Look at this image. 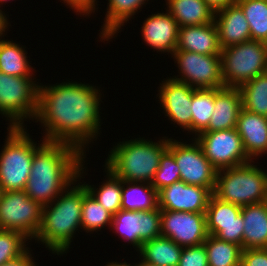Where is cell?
<instances>
[{"mask_svg": "<svg viewBox=\"0 0 267 266\" xmlns=\"http://www.w3.org/2000/svg\"><path fill=\"white\" fill-rule=\"evenodd\" d=\"M160 83L159 102L165 116L180 128L192 132V92L194 88L171 77Z\"/></svg>", "mask_w": 267, "mask_h": 266, "instance_id": "obj_16", "label": "cell"}, {"mask_svg": "<svg viewBox=\"0 0 267 266\" xmlns=\"http://www.w3.org/2000/svg\"><path fill=\"white\" fill-rule=\"evenodd\" d=\"M42 224V206L24 190L3 191L0 198V229L23 233L35 239Z\"/></svg>", "mask_w": 267, "mask_h": 266, "instance_id": "obj_9", "label": "cell"}, {"mask_svg": "<svg viewBox=\"0 0 267 266\" xmlns=\"http://www.w3.org/2000/svg\"><path fill=\"white\" fill-rule=\"evenodd\" d=\"M2 192L3 190H2V187L0 186V198H1Z\"/></svg>", "mask_w": 267, "mask_h": 266, "instance_id": "obj_47", "label": "cell"}, {"mask_svg": "<svg viewBox=\"0 0 267 266\" xmlns=\"http://www.w3.org/2000/svg\"><path fill=\"white\" fill-rule=\"evenodd\" d=\"M208 266H240L242 247L208 235L204 241Z\"/></svg>", "mask_w": 267, "mask_h": 266, "instance_id": "obj_28", "label": "cell"}, {"mask_svg": "<svg viewBox=\"0 0 267 266\" xmlns=\"http://www.w3.org/2000/svg\"><path fill=\"white\" fill-rule=\"evenodd\" d=\"M66 3L67 6L71 7V9H74L77 15L80 16H88L92 14V12H95V8L97 5L96 0H61ZM96 2V3H95ZM96 4V5H95ZM79 12V13H78Z\"/></svg>", "mask_w": 267, "mask_h": 266, "instance_id": "obj_40", "label": "cell"}, {"mask_svg": "<svg viewBox=\"0 0 267 266\" xmlns=\"http://www.w3.org/2000/svg\"><path fill=\"white\" fill-rule=\"evenodd\" d=\"M113 215L107 211L89 192L83 197L81 226L87 232L99 231L104 226L111 228Z\"/></svg>", "mask_w": 267, "mask_h": 266, "instance_id": "obj_33", "label": "cell"}, {"mask_svg": "<svg viewBox=\"0 0 267 266\" xmlns=\"http://www.w3.org/2000/svg\"><path fill=\"white\" fill-rule=\"evenodd\" d=\"M80 183L70 184L55 200L42 207V224L35 241L45 244L53 254H65L74 233L79 227L82 229V203L88 190Z\"/></svg>", "mask_w": 267, "mask_h": 266, "instance_id": "obj_3", "label": "cell"}, {"mask_svg": "<svg viewBox=\"0 0 267 266\" xmlns=\"http://www.w3.org/2000/svg\"><path fill=\"white\" fill-rule=\"evenodd\" d=\"M30 250H28L24 255L19 257L18 259H15L13 261L4 263L0 266H36V262H34L32 258V254L29 253Z\"/></svg>", "mask_w": 267, "mask_h": 266, "instance_id": "obj_41", "label": "cell"}, {"mask_svg": "<svg viewBox=\"0 0 267 266\" xmlns=\"http://www.w3.org/2000/svg\"><path fill=\"white\" fill-rule=\"evenodd\" d=\"M183 247L171 239L159 236L142 243L138 250L146 263L155 266H178Z\"/></svg>", "mask_w": 267, "mask_h": 266, "instance_id": "obj_24", "label": "cell"}, {"mask_svg": "<svg viewBox=\"0 0 267 266\" xmlns=\"http://www.w3.org/2000/svg\"><path fill=\"white\" fill-rule=\"evenodd\" d=\"M222 79L225 87L239 88L256 76L267 73V43L248 40L221 51Z\"/></svg>", "mask_w": 267, "mask_h": 266, "instance_id": "obj_7", "label": "cell"}, {"mask_svg": "<svg viewBox=\"0 0 267 266\" xmlns=\"http://www.w3.org/2000/svg\"><path fill=\"white\" fill-rule=\"evenodd\" d=\"M252 163L218 170L213 195L241 207L267 201V173Z\"/></svg>", "mask_w": 267, "mask_h": 266, "instance_id": "obj_5", "label": "cell"}, {"mask_svg": "<svg viewBox=\"0 0 267 266\" xmlns=\"http://www.w3.org/2000/svg\"><path fill=\"white\" fill-rule=\"evenodd\" d=\"M180 180V171L174 155L166 149L160 157L159 167L155 172L151 185L158 192L162 188Z\"/></svg>", "mask_w": 267, "mask_h": 266, "instance_id": "obj_36", "label": "cell"}, {"mask_svg": "<svg viewBox=\"0 0 267 266\" xmlns=\"http://www.w3.org/2000/svg\"><path fill=\"white\" fill-rule=\"evenodd\" d=\"M1 8V7H0ZM7 15L0 9V38L4 37L5 31L8 30L9 22L7 20ZM8 26V27H7ZM4 34V35H3ZM2 36V37H1Z\"/></svg>", "mask_w": 267, "mask_h": 266, "instance_id": "obj_43", "label": "cell"}, {"mask_svg": "<svg viewBox=\"0 0 267 266\" xmlns=\"http://www.w3.org/2000/svg\"><path fill=\"white\" fill-rule=\"evenodd\" d=\"M133 266H155V265H152V264H149V263H146L145 261H143L141 259V261L139 263H135V265L133 264Z\"/></svg>", "mask_w": 267, "mask_h": 266, "instance_id": "obj_45", "label": "cell"}, {"mask_svg": "<svg viewBox=\"0 0 267 266\" xmlns=\"http://www.w3.org/2000/svg\"><path fill=\"white\" fill-rule=\"evenodd\" d=\"M239 90L244 110L267 117V73L244 83Z\"/></svg>", "mask_w": 267, "mask_h": 266, "instance_id": "obj_29", "label": "cell"}, {"mask_svg": "<svg viewBox=\"0 0 267 266\" xmlns=\"http://www.w3.org/2000/svg\"><path fill=\"white\" fill-rule=\"evenodd\" d=\"M214 110V89H194L192 92V133L195 137L208 128Z\"/></svg>", "mask_w": 267, "mask_h": 266, "instance_id": "obj_31", "label": "cell"}, {"mask_svg": "<svg viewBox=\"0 0 267 266\" xmlns=\"http://www.w3.org/2000/svg\"><path fill=\"white\" fill-rule=\"evenodd\" d=\"M240 266H267V248L244 249Z\"/></svg>", "mask_w": 267, "mask_h": 266, "instance_id": "obj_39", "label": "cell"}, {"mask_svg": "<svg viewBox=\"0 0 267 266\" xmlns=\"http://www.w3.org/2000/svg\"><path fill=\"white\" fill-rule=\"evenodd\" d=\"M111 228L119 233L120 237L139 250L140 221L139 211L119 210L112 217Z\"/></svg>", "mask_w": 267, "mask_h": 266, "instance_id": "obj_34", "label": "cell"}, {"mask_svg": "<svg viewBox=\"0 0 267 266\" xmlns=\"http://www.w3.org/2000/svg\"><path fill=\"white\" fill-rule=\"evenodd\" d=\"M214 22L222 49L251 40L249 24L243 10L237 3L217 11Z\"/></svg>", "mask_w": 267, "mask_h": 266, "instance_id": "obj_18", "label": "cell"}, {"mask_svg": "<svg viewBox=\"0 0 267 266\" xmlns=\"http://www.w3.org/2000/svg\"><path fill=\"white\" fill-rule=\"evenodd\" d=\"M7 130L0 153V186L3 191H22L31 172L33 155L46 141L42 138V143L37 145L24 127Z\"/></svg>", "mask_w": 267, "mask_h": 266, "instance_id": "obj_6", "label": "cell"}, {"mask_svg": "<svg viewBox=\"0 0 267 266\" xmlns=\"http://www.w3.org/2000/svg\"><path fill=\"white\" fill-rule=\"evenodd\" d=\"M105 266H133V265H131L130 263L128 264L126 261L123 263L114 261V262H110V263L106 264Z\"/></svg>", "mask_w": 267, "mask_h": 266, "instance_id": "obj_44", "label": "cell"}, {"mask_svg": "<svg viewBox=\"0 0 267 266\" xmlns=\"http://www.w3.org/2000/svg\"><path fill=\"white\" fill-rule=\"evenodd\" d=\"M250 27L251 40L267 43V0H236Z\"/></svg>", "mask_w": 267, "mask_h": 266, "instance_id": "obj_32", "label": "cell"}, {"mask_svg": "<svg viewBox=\"0 0 267 266\" xmlns=\"http://www.w3.org/2000/svg\"><path fill=\"white\" fill-rule=\"evenodd\" d=\"M161 236L181 247L197 246L208 237L206 214L161 210Z\"/></svg>", "mask_w": 267, "mask_h": 266, "instance_id": "obj_13", "label": "cell"}, {"mask_svg": "<svg viewBox=\"0 0 267 266\" xmlns=\"http://www.w3.org/2000/svg\"><path fill=\"white\" fill-rule=\"evenodd\" d=\"M174 56V57H173ZM180 72L174 80L186 83L194 89L225 87L222 79L221 56L203 55L195 52L175 50L172 54Z\"/></svg>", "mask_w": 267, "mask_h": 266, "instance_id": "obj_10", "label": "cell"}, {"mask_svg": "<svg viewBox=\"0 0 267 266\" xmlns=\"http://www.w3.org/2000/svg\"><path fill=\"white\" fill-rule=\"evenodd\" d=\"M212 195L208 188L180 180L157 192L158 207L161 210L206 213Z\"/></svg>", "mask_w": 267, "mask_h": 266, "instance_id": "obj_15", "label": "cell"}, {"mask_svg": "<svg viewBox=\"0 0 267 266\" xmlns=\"http://www.w3.org/2000/svg\"><path fill=\"white\" fill-rule=\"evenodd\" d=\"M107 180L97 190L92 185L85 184L88 192L113 216L121 210L122 180L105 167Z\"/></svg>", "mask_w": 267, "mask_h": 266, "instance_id": "obj_30", "label": "cell"}, {"mask_svg": "<svg viewBox=\"0 0 267 266\" xmlns=\"http://www.w3.org/2000/svg\"><path fill=\"white\" fill-rule=\"evenodd\" d=\"M28 240L21 232L0 229V265L24 255L29 249L25 244Z\"/></svg>", "mask_w": 267, "mask_h": 266, "instance_id": "obj_35", "label": "cell"}, {"mask_svg": "<svg viewBox=\"0 0 267 266\" xmlns=\"http://www.w3.org/2000/svg\"><path fill=\"white\" fill-rule=\"evenodd\" d=\"M121 197V210L143 212L158 207L157 191L149 183L122 180Z\"/></svg>", "mask_w": 267, "mask_h": 266, "instance_id": "obj_26", "label": "cell"}, {"mask_svg": "<svg viewBox=\"0 0 267 266\" xmlns=\"http://www.w3.org/2000/svg\"><path fill=\"white\" fill-rule=\"evenodd\" d=\"M192 142L187 144L169 138L167 149L174 155L183 182L208 188L213 193L218 170L204 155L197 141L192 139Z\"/></svg>", "mask_w": 267, "mask_h": 266, "instance_id": "obj_11", "label": "cell"}, {"mask_svg": "<svg viewBox=\"0 0 267 266\" xmlns=\"http://www.w3.org/2000/svg\"><path fill=\"white\" fill-rule=\"evenodd\" d=\"M176 50L195 52L203 55H220L218 30L215 22L180 27Z\"/></svg>", "mask_w": 267, "mask_h": 266, "instance_id": "obj_21", "label": "cell"}, {"mask_svg": "<svg viewBox=\"0 0 267 266\" xmlns=\"http://www.w3.org/2000/svg\"><path fill=\"white\" fill-rule=\"evenodd\" d=\"M193 138L201 146L204 155L217 169L231 168L250 162L236 128L204 131Z\"/></svg>", "mask_w": 267, "mask_h": 266, "instance_id": "obj_12", "label": "cell"}, {"mask_svg": "<svg viewBox=\"0 0 267 266\" xmlns=\"http://www.w3.org/2000/svg\"><path fill=\"white\" fill-rule=\"evenodd\" d=\"M99 92L98 87L81 82L40 84L35 120L45 128L43 139L70 144L85 155L88 143L100 134Z\"/></svg>", "mask_w": 267, "mask_h": 266, "instance_id": "obj_1", "label": "cell"}, {"mask_svg": "<svg viewBox=\"0 0 267 266\" xmlns=\"http://www.w3.org/2000/svg\"><path fill=\"white\" fill-rule=\"evenodd\" d=\"M241 210V206L212 195L205 213L208 234L242 247L244 222Z\"/></svg>", "mask_w": 267, "mask_h": 266, "instance_id": "obj_14", "label": "cell"}, {"mask_svg": "<svg viewBox=\"0 0 267 266\" xmlns=\"http://www.w3.org/2000/svg\"><path fill=\"white\" fill-rule=\"evenodd\" d=\"M84 157L70 144L46 141L33 155L24 191L42 207L48 205L82 178Z\"/></svg>", "mask_w": 267, "mask_h": 266, "instance_id": "obj_2", "label": "cell"}, {"mask_svg": "<svg viewBox=\"0 0 267 266\" xmlns=\"http://www.w3.org/2000/svg\"><path fill=\"white\" fill-rule=\"evenodd\" d=\"M163 138L158 142L143 138L119 142L108 154L104 167L123 181L151 184L160 157L169 145V138Z\"/></svg>", "mask_w": 267, "mask_h": 266, "instance_id": "obj_4", "label": "cell"}, {"mask_svg": "<svg viewBox=\"0 0 267 266\" xmlns=\"http://www.w3.org/2000/svg\"><path fill=\"white\" fill-rule=\"evenodd\" d=\"M178 266H208L204 243L197 246L184 247Z\"/></svg>", "mask_w": 267, "mask_h": 266, "instance_id": "obj_38", "label": "cell"}, {"mask_svg": "<svg viewBox=\"0 0 267 266\" xmlns=\"http://www.w3.org/2000/svg\"><path fill=\"white\" fill-rule=\"evenodd\" d=\"M140 232L139 249L143 242L161 236V209L159 207L151 211H139Z\"/></svg>", "mask_w": 267, "mask_h": 266, "instance_id": "obj_37", "label": "cell"}, {"mask_svg": "<svg viewBox=\"0 0 267 266\" xmlns=\"http://www.w3.org/2000/svg\"><path fill=\"white\" fill-rule=\"evenodd\" d=\"M206 4L216 13L228 5L236 3V0H205Z\"/></svg>", "mask_w": 267, "mask_h": 266, "instance_id": "obj_42", "label": "cell"}, {"mask_svg": "<svg viewBox=\"0 0 267 266\" xmlns=\"http://www.w3.org/2000/svg\"><path fill=\"white\" fill-rule=\"evenodd\" d=\"M144 42L159 52H168L171 55L176 50L178 43L179 24L172 15L156 13L148 16L141 27Z\"/></svg>", "mask_w": 267, "mask_h": 266, "instance_id": "obj_17", "label": "cell"}, {"mask_svg": "<svg viewBox=\"0 0 267 266\" xmlns=\"http://www.w3.org/2000/svg\"><path fill=\"white\" fill-rule=\"evenodd\" d=\"M34 79L10 76L0 71V114L10 121V128L24 127V119H35L39 85Z\"/></svg>", "mask_w": 267, "mask_h": 266, "instance_id": "obj_8", "label": "cell"}, {"mask_svg": "<svg viewBox=\"0 0 267 266\" xmlns=\"http://www.w3.org/2000/svg\"><path fill=\"white\" fill-rule=\"evenodd\" d=\"M236 130L241 137L248 158L262 157L267 150V117L240 110Z\"/></svg>", "mask_w": 267, "mask_h": 266, "instance_id": "obj_19", "label": "cell"}, {"mask_svg": "<svg viewBox=\"0 0 267 266\" xmlns=\"http://www.w3.org/2000/svg\"><path fill=\"white\" fill-rule=\"evenodd\" d=\"M6 1L8 2V1H10V0H0V3L3 4L2 2H6ZM12 1H13V0H12ZM0 7H1V5H0Z\"/></svg>", "mask_w": 267, "mask_h": 266, "instance_id": "obj_46", "label": "cell"}, {"mask_svg": "<svg viewBox=\"0 0 267 266\" xmlns=\"http://www.w3.org/2000/svg\"><path fill=\"white\" fill-rule=\"evenodd\" d=\"M241 109L242 96L239 88H214V110L205 131L236 128Z\"/></svg>", "mask_w": 267, "mask_h": 266, "instance_id": "obj_20", "label": "cell"}, {"mask_svg": "<svg viewBox=\"0 0 267 266\" xmlns=\"http://www.w3.org/2000/svg\"><path fill=\"white\" fill-rule=\"evenodd\" d=\"M242 249L267 248V201L242 207Z\"/></svg>", "mask_w": 267, "mask_h": 266, "instance_id": "obj_22", "label": "cell"}, {"mask_svg": "<svg viewBox=\"0 0 267 266\" xmlns=\"http://www.w3.org/2000/svg\"><path fill=\"white\" fill-rule=\"evenodd\" d=\"M12 41L0 38V71L10 76L33 77L25 46Z\"/></svg>", "mask_w": 267, "mask_h": 266, "instance_id": "obj_27", "label": "cell"}, {"mask_svg": "<svg viewBox=\"0 0 267 266\" xmlns=\"http://www.w3.org/2000/svg\"><path fill=\"white\" fill-rule=\"evenodd\" d=\"M167 11L180 27L214 22L215 12L205 0H166Z\"/></svg>", "mask_w": 267, "mask_h": 266, "instance_id": "obj_23", "label": "cell"}, {"mask_svg": "<svg viewBox=\"0 0 267 266\" xmlns=\"http://www.w3.org/2000/svg\"><path fill=\"white\" fill-rule=\"evenodd\" d=\"M149 0H108L107 13L104 20V25L101 28V37L102 41H108L121 29V26H124V23L132 16L136 15L135 13L142 8L145 2Z\"/></svg>", "mask_w": 267, "mask_h": 266, "instance_id": "obj_25", "label": "cell"}]
</instances>
